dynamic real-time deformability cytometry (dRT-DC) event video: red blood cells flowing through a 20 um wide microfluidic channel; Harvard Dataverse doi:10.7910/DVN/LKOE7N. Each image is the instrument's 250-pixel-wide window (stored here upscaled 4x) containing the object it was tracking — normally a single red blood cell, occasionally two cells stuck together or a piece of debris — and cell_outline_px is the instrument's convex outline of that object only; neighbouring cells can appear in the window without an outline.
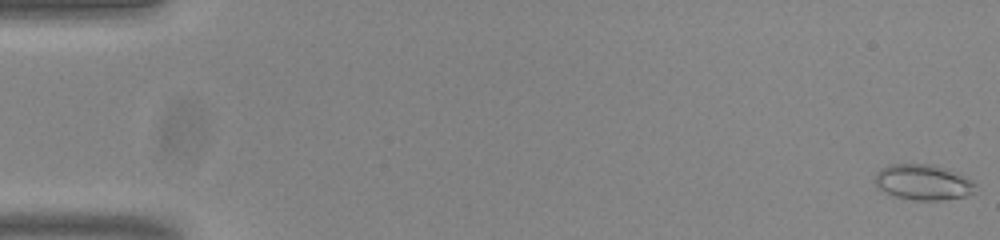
{"species": "common noctule bat (a hibernating species)", "species_latin": "Nyctalus noctula", "temperature_condition": "room temperature", "stored_images_in_passage": 54, "camera_frame_rate_fps": 3000, "um_per_image_px": 0.085, "animal": {"sex": "male", "body_mass_g": 20.0, "forearm_length_mm": 53.3}, "frame": {"image": 1, "passage_image": 1, "time_ms": 0.0, "image_size_px": [1000, 240], "cell_outline_px": [[976, 192], [964, 196], [940, 200], [916, 200], [892, 196], [876, 188], [876, 172], [880, 168], [888, 164], [936, 164], [972, 180], [976, 184]], "centroid_in_image_um": [78.44, 15.48], "position_along_channel_um": 6.6, "area_um2": 20.98}}
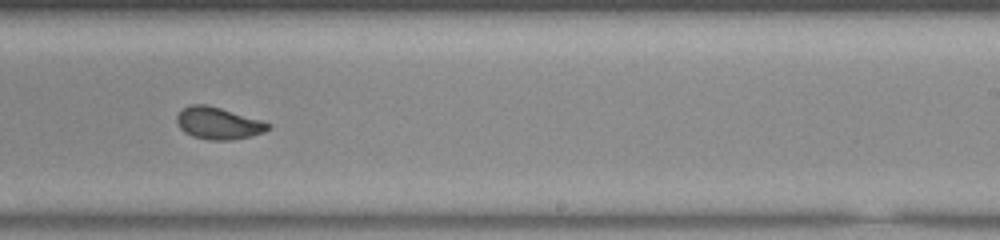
{"frame": {"image": 2, "passage_image": 34, "time_ms": 11.0, "image_size_px": [1000, 240], "cell_outline_px": [[272, 128], [264, 132], [252, 136], [232, 140], [212, 140], [192, 136], [184, 132], [176, 124], [176, 116], [184, 108], [192, 104], [208, 104], [260, 120], [272, 124]], "centroid_in_image_um": [18.56, 10.48], "position_along_channel_um": 270.4, "area_um2": 17.11}}
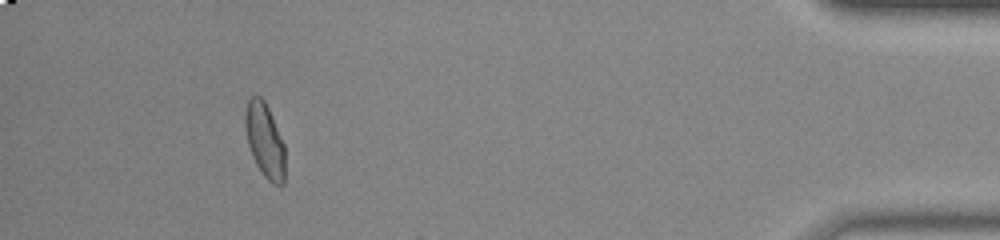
{"frame": {"image": 3, "passage_image": 50, "time_ms": 16.333, "image_size_px": [1000, 240], "cell_outline_px": [[284, 184], [272, 184], [264, 176], [256, 164], [252, 156], [248, 144], [244, 128], [244, 112], [248, 100], [252, 96], [260, 96], [264, 100], [268, 108], [284, 144]], "centroid_in_image_um": [22.48, 11.92], "position_along_channel_um": 412.7, "area_um2": 17.22}, "authors_computed_cell_mechanics": {"area_um2": 17.3689, "velocity_mm_per_s": 3.8284, "shape_relaxation_time_tau1_ms": 11.0771, "shape_relaxation_time_tau2_ms": 1.2012, "deformation_change_tau1": 0.1998, "deformation_change_tau2": 0.0489}}